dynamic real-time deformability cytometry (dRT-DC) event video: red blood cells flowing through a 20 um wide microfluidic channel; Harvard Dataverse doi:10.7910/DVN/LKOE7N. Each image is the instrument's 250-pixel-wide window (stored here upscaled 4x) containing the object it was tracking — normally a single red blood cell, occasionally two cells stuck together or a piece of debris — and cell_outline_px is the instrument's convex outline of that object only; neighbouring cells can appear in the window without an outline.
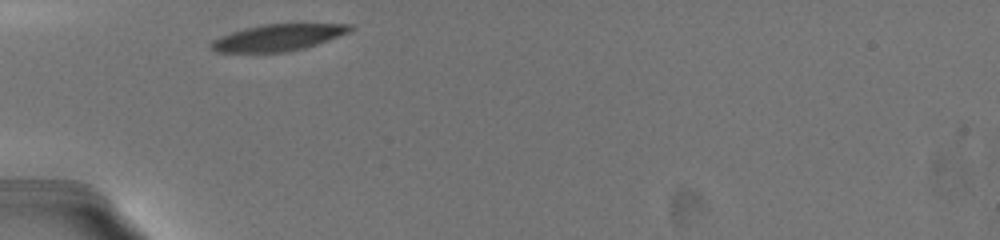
{"species": "common noctule bat (a hibernating species)", "species_latin": "Nyctalus noctula", "temperature_condition": "warm", "stored_images_in_passage": 20, "camera_frame_rate_fps": 3000, "um_per_image_px": 0.085, "animal": {"sex": "female", "body_mass_g": 19.5, "forearm_length_mm": 54.1}, "frame": {"image": 1, "passage_image": 1, "time_ms": 0.0, "image_size_px": [1000, 240], "cell_outline_px": [[352, 28], [348, 32], [328, 40], [304, 48], [288, 52], [216, 52], [208, 48], [208, 44], [212, 40], [220, 36], [232, 32], [264, 24], [352, 24]], "centroid_in_image_um": [23.56, 3.2], "position_along_channel_um": 61.4, "area_um2": 21.33}}
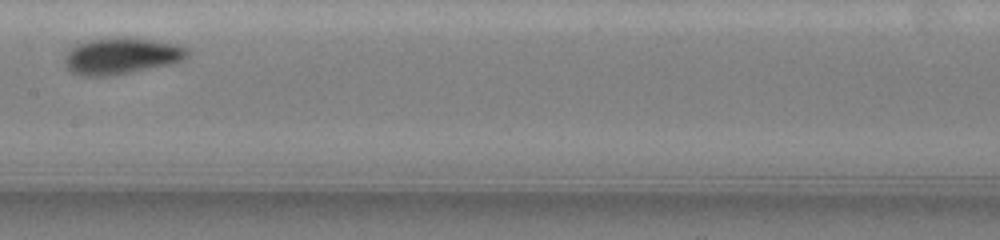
{"frame": {"image": 2, "passage_image": 12, "time_ms": 4.0, "image_size_px": [1000, 240], "cell_outline_px": [[188, 56], [184, 60], [172, 64], [108, 76], [80, 76], [72, 72], [68, 68], [68, 52], [72, 48], [80, 44], [92, 40], [152, 40], [172, 44], [184, 48], [188, 52]], "centroid_in_image_um": [10.36, 4.81], "position_along_channel_um": 197.0, "area_um2": 24.51}}
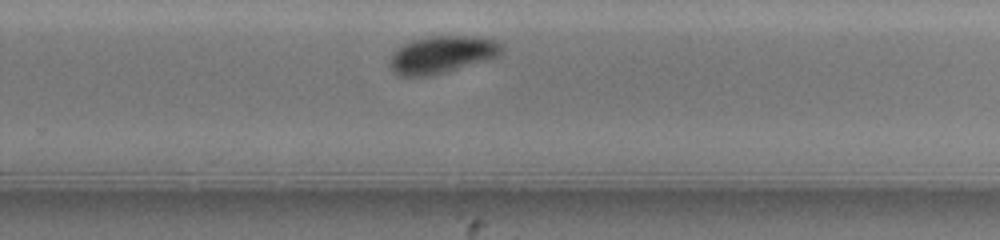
{"frame": {"image": 3, "passage_image": 20, "time_ms": 6.667, "image_size_px": [1000, 240], "cell_outline_px": [[504, 52], [500, 56], [440, 72], [424, 76], [400, 76], [388, 64], [388, 60], [392, 52], [404, 44], [412, 40], [432, 36], [480, 36], [496, 40], [504, 48]], "centroid_in_image_um": [37.57, 4.61], "position_along_channel_um": 292.2, "area_um2": 23.99}}